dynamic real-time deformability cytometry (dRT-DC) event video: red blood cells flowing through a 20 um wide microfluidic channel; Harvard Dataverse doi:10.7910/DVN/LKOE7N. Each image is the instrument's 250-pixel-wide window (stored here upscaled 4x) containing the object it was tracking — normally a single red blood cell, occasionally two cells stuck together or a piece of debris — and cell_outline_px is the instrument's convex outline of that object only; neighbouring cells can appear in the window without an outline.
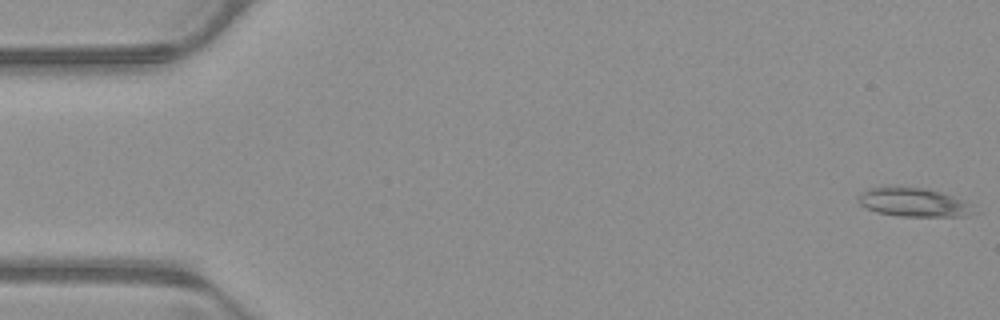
{"species": "common noctule bat (a hibernating species)", "species_latin": "Nyctalus noctula", "temperature_condition": "warm", "stored_images_in_passage": 53, "camera_frame_rate_fps": 3000, "um_per_image_px": 0.085, "animal": {"sex": "male", "body_mass_g": 23.1, "forearm_length_mm": 52.7}, "frame": {"image": 1, "passage_image": 1, "time_ms": 0.0, "image_size_px": [1000, 320], "cell_outline_px": [[980, 212], [968, 216], [900, 216], [876, 212], [864, 208], [860, 204], [856, 196], [860, 192], [868, 188], [928, 188], [968, 200]], "centroid_in_image_um": [77.75, 17.22], "position_along_channel_um": 7.2, "area_um2": 19.71}}
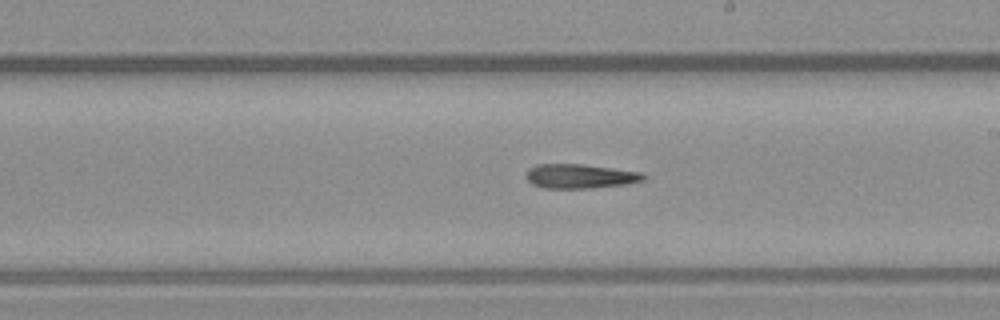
{"frame": {"image": 2, "passage_image": 30, "time_ms": 9.667, "image_size_px": [1000, 320], "cell_outline_px": [[648, 176], [644, 180], [624, 184], [588, 188], [544, 188], [532, 184], [524, 176], [528, 168], [536, 164], [584, 164], [644, 172]], "centroid_in_image_um": [49.3, 14.96], "position_along_channel_um": 239.7, "area_um2": 16.82}}
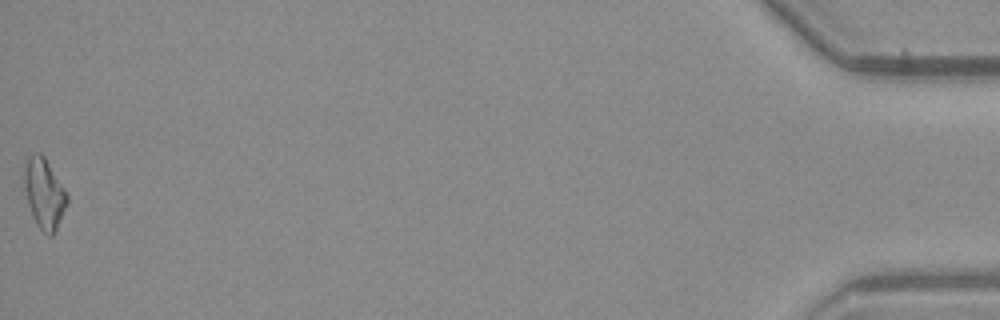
{"frame": {"image": 3, "passage_image": 53, "time_ms": 17.333, "image_size_px": [1000, 320], "cell_outline_px": [[68, 204], [56, 232], [52, 236], [48, 236], [36, 224], [32, 216], [28, 204], [24, 188], [24, 168], [28, 156], [36, 152], [40, 152], [44, 156], [68, 192]], "centroid_in_image_um": [3.78, 16.46], "position_along_channel_um": 431.4, "area_um2": 17.92}}